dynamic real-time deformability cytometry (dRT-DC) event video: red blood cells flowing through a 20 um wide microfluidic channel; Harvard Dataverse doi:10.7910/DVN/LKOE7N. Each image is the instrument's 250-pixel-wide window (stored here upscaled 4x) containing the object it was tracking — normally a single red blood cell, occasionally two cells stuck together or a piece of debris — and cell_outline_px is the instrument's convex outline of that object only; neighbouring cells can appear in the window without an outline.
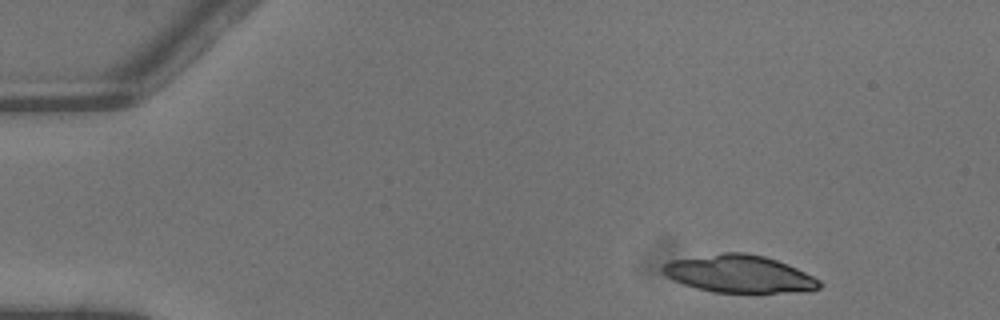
{"species": "common noctule bat (a hibernating species)", "species_latin": "Nyctalus noctula", "temperature_condition": "warm", "stored_images_in_passage": 4, "camera_frame_rate_fps": 3000, "um_per_image_px": 0.085, "animal": {"sex": "male", "body_mass_g": 13.3}, "frame": {"image": 1, "passage_image": 1, "time_ms": 0.0, "image_size_px": [1000, 320], "cell_outline_px": [[820, 288], [776, 292], [712, 292], [696, 288], [684, 284], [668, 276], [660, 268], [668, 260], [724, 252], [744, 252], [764, 256], [788, 264], [820, 280]], "centroid_in_image_um": [62.77, 23.25], "position_along_channel_um": 22.2, "area_um2": 33.7}}